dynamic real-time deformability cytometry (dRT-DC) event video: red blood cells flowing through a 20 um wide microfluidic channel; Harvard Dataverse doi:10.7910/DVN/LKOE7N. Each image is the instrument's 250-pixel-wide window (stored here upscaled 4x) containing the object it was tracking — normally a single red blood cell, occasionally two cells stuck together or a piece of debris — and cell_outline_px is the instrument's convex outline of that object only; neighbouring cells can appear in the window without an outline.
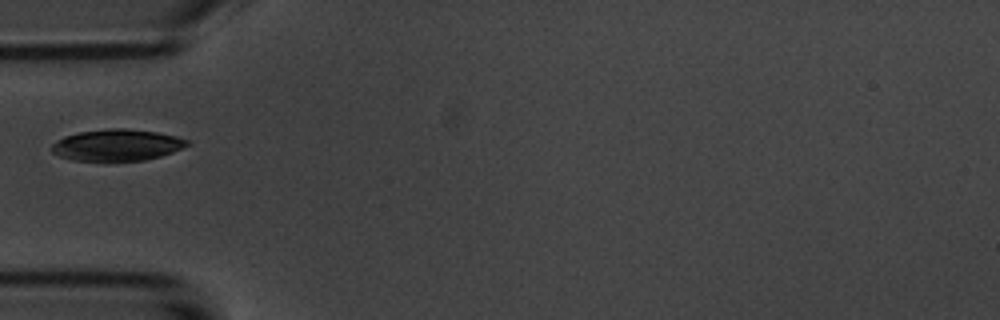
{"species": "common noctule bat (a hibernating species)", "species_latin": "Nyctalus noctula", "temperature_condition": "room temperature", "stored_images_in_passage": 4, "camera_frame_rate_fps": 3000, "um_per_image_px": 0.085, "animal": {"sex": "male", "body_mass_g": 20.1, "forearm_length_mm": 53.5}, "frame": {"image": 1, "passage_image": 1, "time_ms": 0.0, "image_size_px": [1000, 320], "cell_outline_px": [[188, 144], [172, 152], [160, 156], [144, 160], [104, 164], [72, 160], [60, 156], [52, 152], [52, 144], [56, 140], [64, 136], [80, 132], [112, 128], [124, 128], [156, 132], [176, 136], [188, 140]], "centroid_in_image_um": [9.88, 12.37], "position_along_channel_um": 75.1, "area_um2": 25.49}}
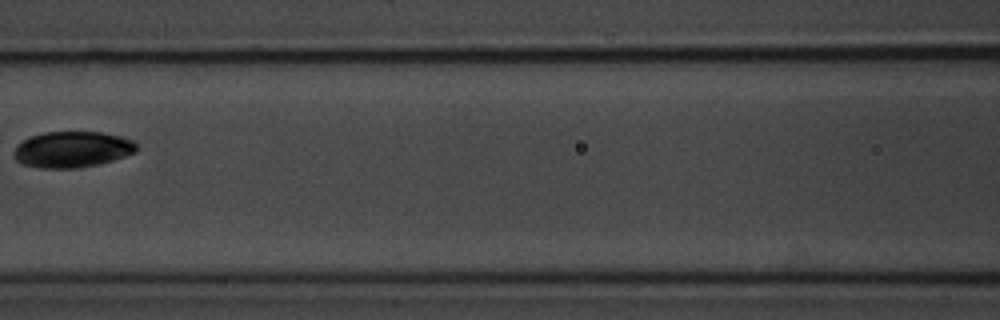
{"frame": {"image": 2, "passage_image": 3, "time_ms": 2.333, "image_size_px": [1000, 320], "cell_outline_px": [[136, 152], [112, 160], [96, 164], [76, 168], [40, 168], [24, 164], [16, 160], [12, 152], [16, 144], [28, 136], [44, 132], [100, 132], [120, 136], [132, 140], [136, 144]], "centroid_in_image_um": [6.08, 12.69], "position_along_channel_um": 160.5, "area_um2": 25.78}}
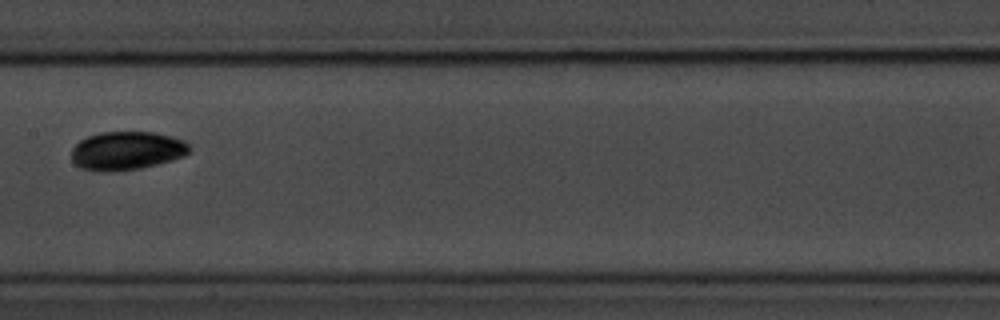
{"frame": {"image": 3, "passage_image": 4, "time_ms": 3.333, "image_size_px": [1000, 320], "cell_outline_px": [[192, 148], [184, 156], [172, 160], [140, 168], [108, 172], [104, 172], [80, 168], [72, 160], [72, 148], [80, 140], [88, 136], [100, 132], [152, 132], [172, 136], [184, 140]], "centroid_in_image_um": [10.78, 12.8], "position_along_channel_um": 196.6, "area_um2": 26.47}}